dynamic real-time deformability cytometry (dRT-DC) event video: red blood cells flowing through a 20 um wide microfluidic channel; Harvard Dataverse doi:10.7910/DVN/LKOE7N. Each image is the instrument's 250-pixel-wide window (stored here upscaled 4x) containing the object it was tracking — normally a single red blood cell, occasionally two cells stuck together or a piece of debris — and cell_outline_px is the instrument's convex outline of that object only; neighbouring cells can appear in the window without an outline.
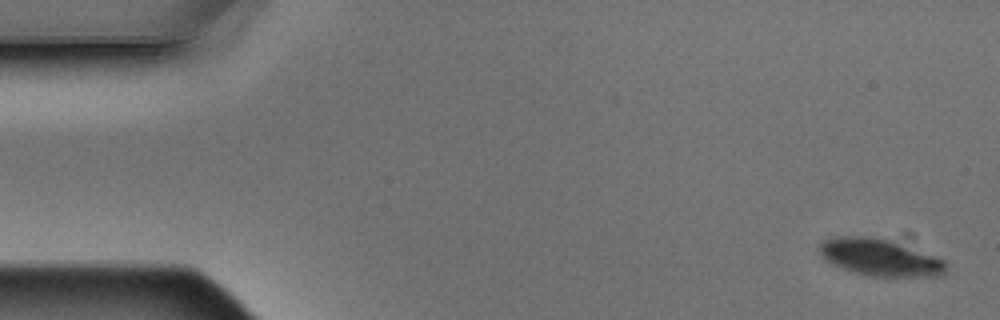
{"species": "Egyptian fruit bat (a non-hibernating species)", "species_latin": "Rousettus aegyptiacus", "temperature_condition": "warm", "stored_images_in_passage": 6, "camera_frame_rate_fps": 3000, "um_per_image_px": 0.085, "animal": {"sex": "male"}, "frame": {"image": 1, "passage_image": 1, "time_ms": 0.0, "image_size_px": [1000, 320], "cell_outline_px": [[948, 272], [940, 276], [864, 276], [832, 264], [820, 252], [820, 244], [824, 240], [836, 236], [856, 236], [888, 240], [944, 260]], "centroid_in_image_um": [74.8, 21.9], "position_along_channel_um": 10.2, "area_um2": 26.59}}
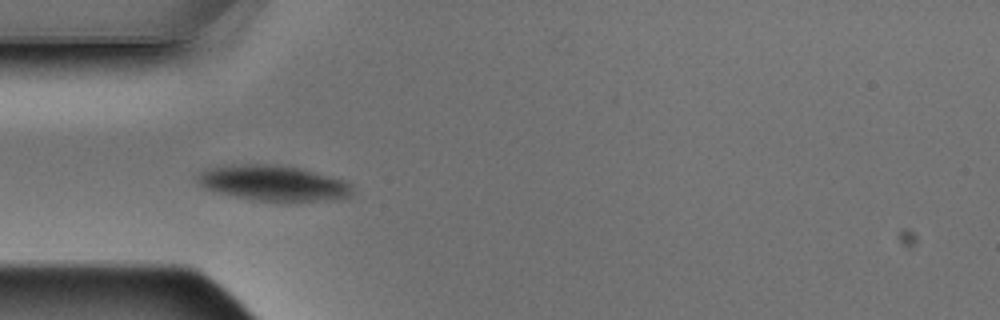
{"frame": {"image": 2, "passage_image": 5, "time_ms": 1.333, "image_size_px": [1000, 320], "cell_outline_px": [[352, 196], [324, 200], [288, 204], [284, 204], [256, 200], [236, 196], [204, 188], [196, 184], [196, 176], [200, 172], [212, 168], [244, 164], [272, 164], [300, 168], [344, 180], [352, 184]], "centroid_in_image_um": [23.27, 15.6], "position_along_channel_um": 61.7, "area_um2": 32.37}}
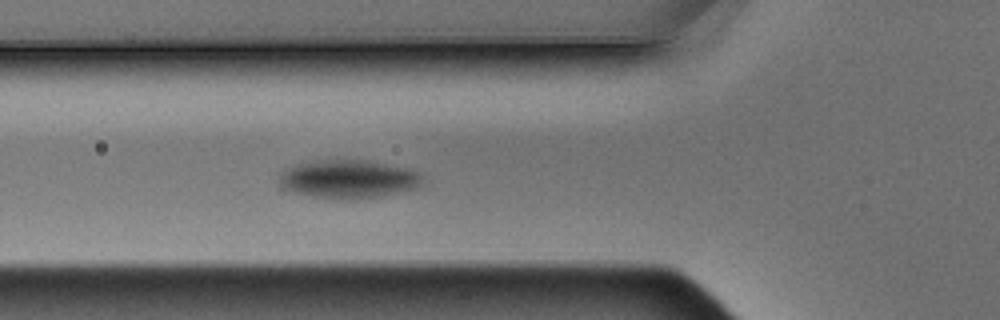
{"frame": {"image": 3, "passage_image": 6, "time_ms": 1.667, "image_size_px": [1000, 320], "cell_outline_px": [[424, 184], [420, 188], [380, 196], [348, 200], [316, 196], [296, 192], [280, 184], [276, 180], [276, 176], [284, 168], [308, 160], [344, 156], [368, 160], [412, 168], [420, 172], [424, 176]], "centroid_in_image_um": [29.66, 15.15], "position_along_channel_um": 96.1, "area_um2": 33.58}}